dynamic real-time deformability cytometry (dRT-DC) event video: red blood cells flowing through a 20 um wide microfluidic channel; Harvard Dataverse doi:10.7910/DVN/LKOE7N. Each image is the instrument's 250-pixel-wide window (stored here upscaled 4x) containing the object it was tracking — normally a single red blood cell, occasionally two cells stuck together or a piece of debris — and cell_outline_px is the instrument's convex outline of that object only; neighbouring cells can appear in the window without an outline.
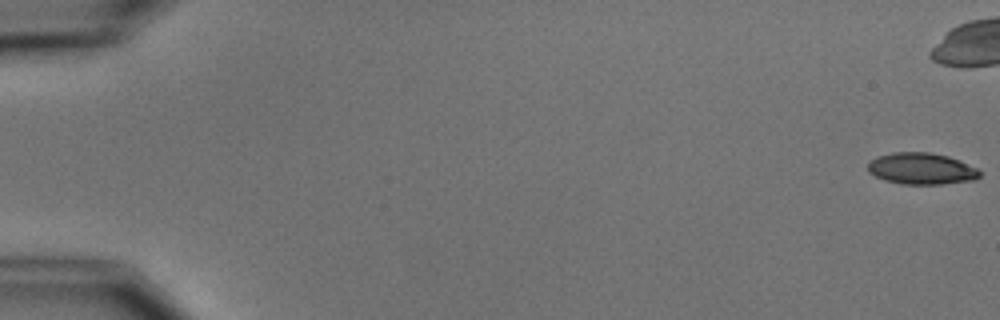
{"species": "common noctule bat (a hibernating species)", "species_latin": "Nyctalus noctula", "temperature_condition": "cold", "stored_images_in_passage": 7, "camera_frame_rate_fps": 3000, "um_per_image_px": 0.085, "animal": {"sex": "male", "body_mass_g": 15.6}, "frame": {"image": 1, "passage_image": 1, "time_ms": 0.0, "image_size_px": [1000, 320], "cell_outline_px": [[980, 176], [976, 180], [940, 184], [900, 184], [884, 180], [868, 172], [868, 160], [876, 156], [892, 152], [928, 152], [948, 156], [960, 160], [976, 168], [980, 172]], "centroid_in_image_um": [78.29, 14.33], "position_along_channel_um": 6.7, "area_um2": 20.75}}